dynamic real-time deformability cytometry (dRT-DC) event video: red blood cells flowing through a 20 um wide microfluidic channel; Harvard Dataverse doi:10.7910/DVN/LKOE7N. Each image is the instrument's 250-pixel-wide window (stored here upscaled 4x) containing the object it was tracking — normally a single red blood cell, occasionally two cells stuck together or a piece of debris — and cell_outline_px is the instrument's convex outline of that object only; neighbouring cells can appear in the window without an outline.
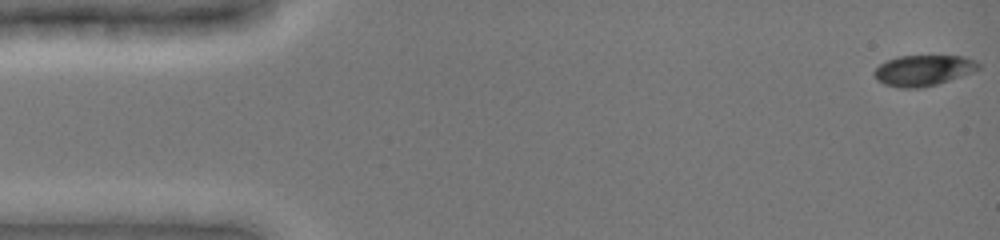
{"species": "common noctule bat (a hibernating species)", "species_latin": "Nyctalus noctula", "temperature_condition": "cold", "stored_images_in_passage": 33, "camera_frame_rate_fps": 3000, "um_per_image_px": 0.085, "animal": {"sex": "female", "body_mass_g": 19.0, "forearm_length_mm": 51.5}, "frame": {"image": 1, "passage_image": 1, "time_ms": 0.0, "image_size_px": [1000, 240], "cell_outline_px": [[980, 68], [972, 72], [936, 84], [920, 88], [900, 88], [884, 84], [876, 80], [872, 72], [880, 64], [888, 60], [900, 56], [964, 56], [976, 60], [980, 64]], "centroid_in_image_um": [78.46, 5.98], "position_along_channel_um": 6.5, "area_um2": 18.61}}
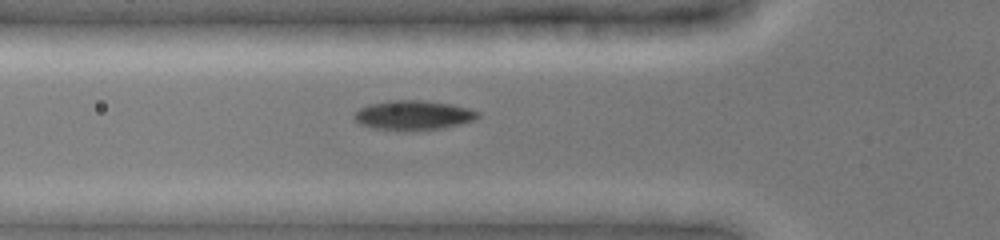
{"frame": {"image": 2, "passage_image": 13, "time_ms": 5.333, "image_size_px": [1000, 240], "cell_outline_px": [[480, 116], [472, 120], [444, 128], [412, 132], [372, 128], [360, 124], [352, 116], [360, 108], [368, 104], [388, 100], [420, 100], [448, 104], [468, 108], [480, 112]], "centroid_in_image_um": [35.09, 9.81], "position_along_channel_um": 90.7, "area_um2": 21.44}}
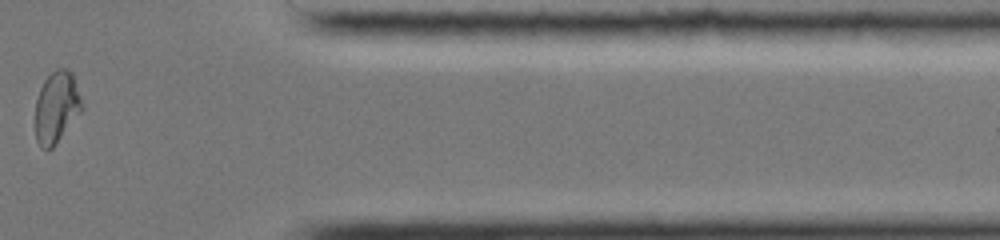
{"frame": {"image": 3, "passage_image": 29, "time_ms": 13.667, "image_size_px": [1000, 240], "cell_outline_px": [[84, 108], [56, 144], [52, 148], [44, 148], [36, 140], [36, 100], [40, 88], [44, 80], [56, 68], [64, 68], [72, 72], [84, 104]], "centroid_in_image_um": [4.84, 9.08], "position_along_channel_um": 406.6, "area_um2": 19.42}, "authors_computed_cell_mechanics": {"area_um2": 19.8832, "velocity_mm_per_s": 3.9633, "shape_relaxation_time_tau1_ms": 6.0527, "shape_relaxation_time_tau2_ms": 1.4297, "deformation_change_tau1": 0.2029, "deformation_change_tau2": 0.0399}}